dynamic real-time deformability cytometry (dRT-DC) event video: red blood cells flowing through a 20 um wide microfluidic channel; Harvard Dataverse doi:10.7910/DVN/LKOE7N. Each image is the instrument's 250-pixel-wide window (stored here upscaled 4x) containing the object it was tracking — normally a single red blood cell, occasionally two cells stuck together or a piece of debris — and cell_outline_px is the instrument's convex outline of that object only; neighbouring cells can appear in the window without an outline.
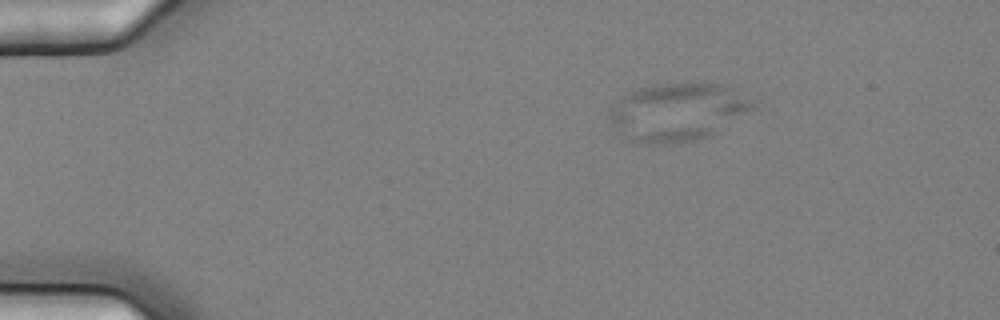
{"species": "common noctule bat (a hibernating species)", "species_latin": "Nyctalus noctula", "temperature_condition": "cold", "stored_images_in_passage": 8, "camera_frame_rate_fps": 3000, "um_per_image_px": 0.085, "animal": {"sex": "female", "body_mass_g": 25.1}, "frame": {"image": 1, "passage_image": 3, "time_ms": 0.667, "image_size_px": [1000, 320], "cell_outline_px": [[756, 104], [752, 108], [716, 132], [708, 136], [696, 140], [664, 144], [644, 144], [632, 140], [616, 132], [608, 116], [608, 108], [616, 100], [628, 92], [640, 88], [660, 84], [720, 84], [728, 88]], "centroid_in_image_um": [57.46, 9.54], "position_along_channel_um": 27.5, "area_um2": 47.45}}
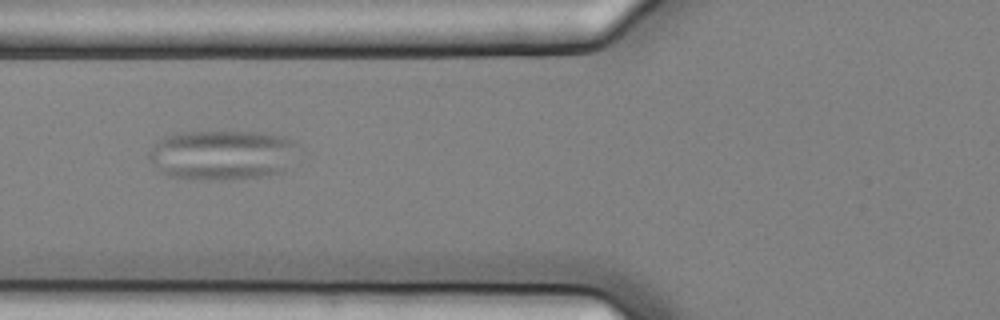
{"frame": {"image": 2, "passage_image": 7, "time_ms": 2.0, "image_size_px": [1000, 320], "cell_outline_px": [[292, 144], [284, 172], [260, 176], [204, 180], [168, 176], [160, 172], [148, 156], [148, 152], [164, 136], [176, 132], [260, 132], [284, 136], [292, 140]], "centroid_in_image_um": [18.76, 13.16], "position_along_channel_um": 107.0, "area_um2": 42.31}}